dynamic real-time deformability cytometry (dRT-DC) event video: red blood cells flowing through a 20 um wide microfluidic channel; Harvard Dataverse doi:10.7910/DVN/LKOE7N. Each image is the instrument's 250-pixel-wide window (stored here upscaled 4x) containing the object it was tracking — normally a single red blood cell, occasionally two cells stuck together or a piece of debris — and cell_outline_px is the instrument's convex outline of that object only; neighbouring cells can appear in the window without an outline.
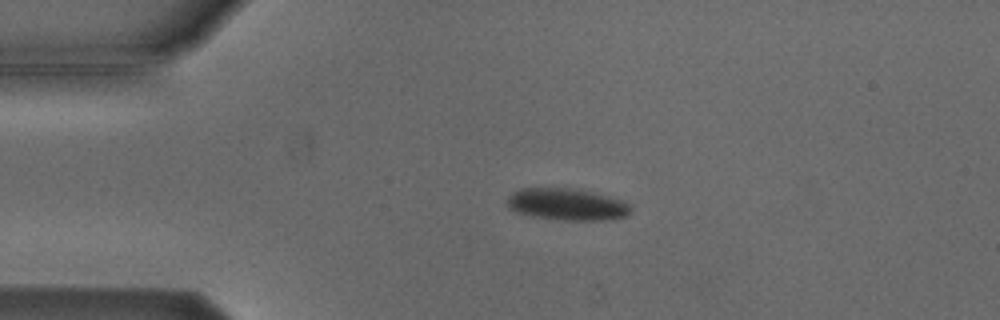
{"species": "Egyptian fruit bat (a non-hibernating species)", "species_latin": "Rousettus aegyptiacus", "temperature_condition": "cold", "stored_images_in_passage": 3, "camera_frame_rate_fps": 3000, "um_per_image_px": 0.085, "animal": {"sex": "male"}, "frame": {"image": 1, "passage_image": 2, "time_ms": 1.0, "image_size_px": [1000, 320], "cell_outline_px": [[632, 212], [624, 216], [600, 220], [560, 220], [532, 216], [516, 212], [508, 208], [504, 204], [504, 200], [512, 192], [520, 188], [568, 188], [592, 192], [620, 200], [628, 204], [632, 208]], "centroid_in_image_um": [48.09, 17.37], "position_along_channel_um": 36.9, "area_um2": 22.95}}